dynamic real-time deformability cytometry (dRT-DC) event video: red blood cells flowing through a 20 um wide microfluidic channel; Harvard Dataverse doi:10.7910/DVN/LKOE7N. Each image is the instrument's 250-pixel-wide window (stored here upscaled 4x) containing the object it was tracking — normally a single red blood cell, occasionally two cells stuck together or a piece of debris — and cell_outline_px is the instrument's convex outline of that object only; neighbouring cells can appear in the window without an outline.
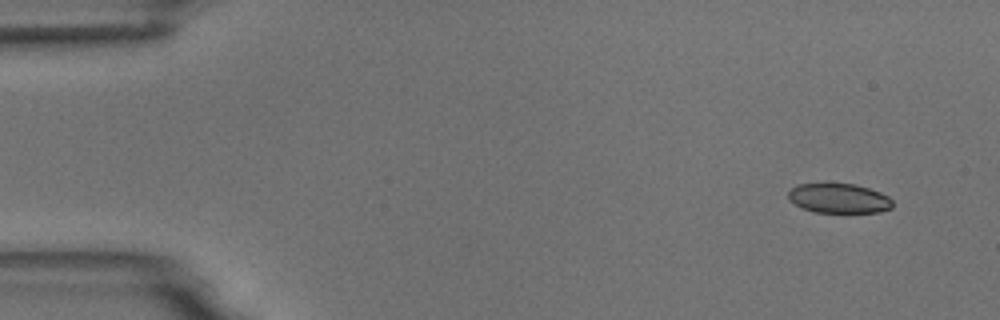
{"species": "common noctule bat (a hibernating species)", "species_latin": "Nyctalus noctula", "temperature_condition": "room temperature", "stored_images_in_passage": 9, "camera_frame_rate_fps": 3000, "um_per_image_px": 0.085, "animal": {"sex": "male", "body_mass_g": 18.8}, "frame": {"image": 1, "passage_image": 1, "time_ms": 0.0, "image_size_px": [1000, 320], "cell_outline_px": [[892, 208], [880, 212], [844, 216], [816, 212], [804, 208], [788, 200], [788, 192], [796, 184], [828, 180], [856, 184], [880, 192], [888, 196], [892, 200]], "centroid_in_image_um": [71.3, 16.86], "position_along_channel_um": 13.7, "area_um2": 19.65}}
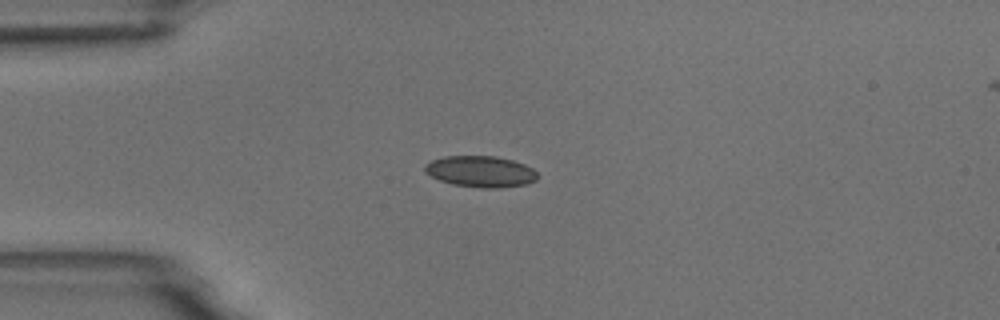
{"frame": {"image": 2, "passage_image": 4, "time_ms": 3.333, "image_size_px": [1000, 320], "cell_outline_px": [[536, 180], [528, 184], [500, 188], [480, 188], [452, 184], [440, 180], [424, 172], [424, 164], [432, 160], [444, 156], [496, 156], [512, 160], [524, 164], [532, 168], [536, 172]], "centroid_in_image_um": [40.84, 14.58], "position_along_channel_um": 44.2, "area_um2": 20.58}}
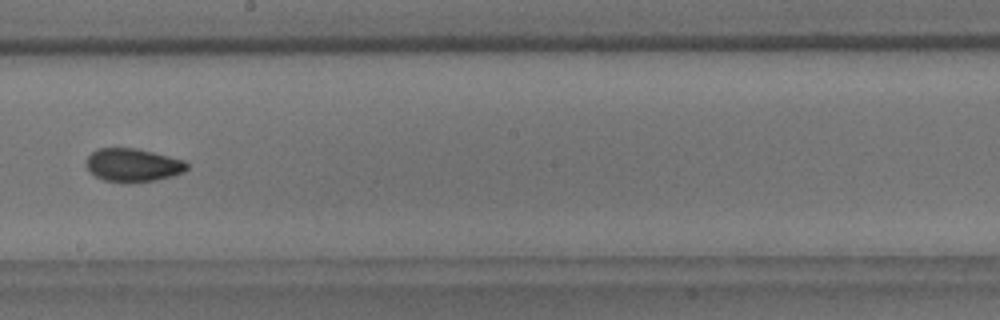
{"frame": {"image": 3, "passage_image": 9, "time_ms": 9.0, "image_size_px": [1000, 320], "cell_outline_px": [[188, 168], [184, 172], [172, 176], [156, 180], [104, 180], [96, 176], [88, 168], [88, 156], [92, 152], [100, 148], [136, 148], [184, 160], [188, 164]], "centroid_in_image_um": [11.35, 14.0], "position_along_channel_um": 236.9, "area_um2": 18.73}}